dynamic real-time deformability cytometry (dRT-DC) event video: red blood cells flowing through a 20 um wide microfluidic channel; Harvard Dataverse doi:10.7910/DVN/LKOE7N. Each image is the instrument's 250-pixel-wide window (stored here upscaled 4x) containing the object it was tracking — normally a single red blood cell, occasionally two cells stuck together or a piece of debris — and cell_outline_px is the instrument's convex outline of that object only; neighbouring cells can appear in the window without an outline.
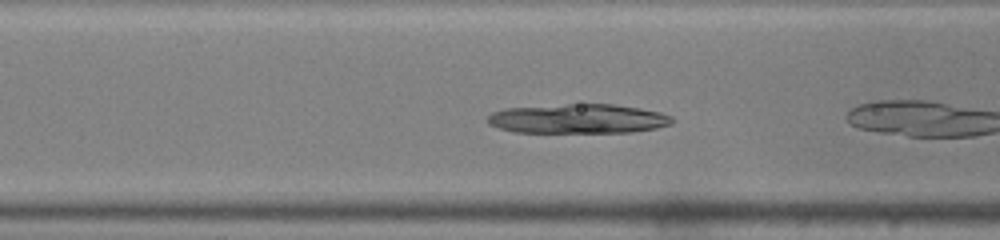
{"species": "common noctule bat (a hibernating species)", "species_latin": "Nyctalus noctula", "temperature_condition": "warm", "stored_images_in_passage": 6, "camera_frame_rate_fps": 3000, "um_per_image_px": 0.085, "animal": {"sex": "male", "body_mass_g": 19.0, "forearm_length_mm": 50.8}, "frame": {"image": 1, "passage_image": 4, "time_ms": 1.0, "image_size_px": [1000, 240], "cell_outline_px": [[676, 120], [672, 124], [656, 128], [632, 132], [512, 132], [488, 124], [488, 116], [492, 112], [504, 108], [568, 104], [612, 104], [640, 108], [660, 112], [672, 116]], "centroid_in_image_um": [49.16, 10.09], "position_along_channel_um": 117.4, "area_um2": 31.73}}